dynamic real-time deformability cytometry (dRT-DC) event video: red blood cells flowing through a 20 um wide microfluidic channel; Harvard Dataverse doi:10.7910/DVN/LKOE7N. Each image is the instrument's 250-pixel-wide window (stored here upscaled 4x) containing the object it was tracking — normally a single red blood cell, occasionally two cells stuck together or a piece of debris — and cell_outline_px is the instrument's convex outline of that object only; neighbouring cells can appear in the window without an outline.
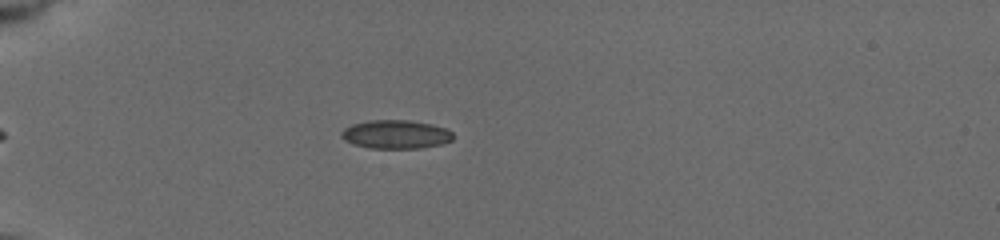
{"species": "common noctule bat (a hibernating species)", "species_latin": "Nyctalus noctula", "temperature_condition": "cold", "stored_images_in_passage": 42, "camera_frame_rate_fps": 3000, "um_per_image_px": 0.085, "animal": {"sex": "female", "body_mass_g": 19.5, "forearm_length_mm": 54.1}, "frame": {"image": 1, "passage_image": 4, "time_ms": 1.0, "image_size_px": [1000, 240], "cell_outline_px": [[452, 140], [440, 144], [420, 148], [372, 148], [352, 144], [344, 140], [340, 136], [340, 132], [344, 128], [352, 124], [368, 120], [408, 120], [432, 124], [448, 128], [452, 132]], "centroid_in_image_um": [33.62, 11.41], "position_along_channel_um": 51.4, "area_um2": 18.73}}
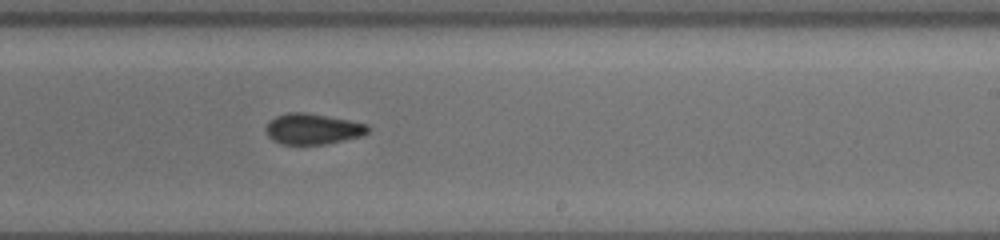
{"frame": {"image": 2, "passage_image": 23, "time_ms": 7.333, "image_size_px": [1000, 240], "cell_outline_px": [[372, 128], [368, 132], [360, 136], [324, 144], [284, 144], [272, 140], [268, 136], [264, 128], [268, 120], [276, 116], [288, 112], [308, 112], [368, 124]], "centroid_in_image_um": [26.55, 10.94], "position_along_channel_um": 262.4, "area_um2": 18.38}}
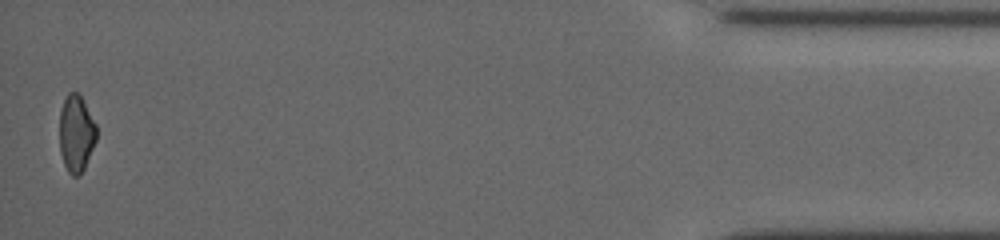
{"frame": {"image": 3, "passage_image": 42, "time_ms": 13.667, "image_size_px": [1000, 240], "cell_outline_px": [[96, 140], [84, 168], [80, 176], [72, 176], [68, 172], [64, 164], [60, 152], [60, 108], [68, 92], [80, 92], [96, 124]], "centroid_in_image_um": [6.48, 11.32], "position_along_channel_um": 428.7, "area_um2": 16.7}, "authors_computed_cell_mechanics": {"area_um2": 17.9758, "velocity_mm_per_s": 3.7718, "shape_relaxation_time_tau1_ms": null, "shape_relaxation_time_tau2_ms": 7.548, "deformation_change_tau1": null, "deformation_change_tau2": 0.1113}}